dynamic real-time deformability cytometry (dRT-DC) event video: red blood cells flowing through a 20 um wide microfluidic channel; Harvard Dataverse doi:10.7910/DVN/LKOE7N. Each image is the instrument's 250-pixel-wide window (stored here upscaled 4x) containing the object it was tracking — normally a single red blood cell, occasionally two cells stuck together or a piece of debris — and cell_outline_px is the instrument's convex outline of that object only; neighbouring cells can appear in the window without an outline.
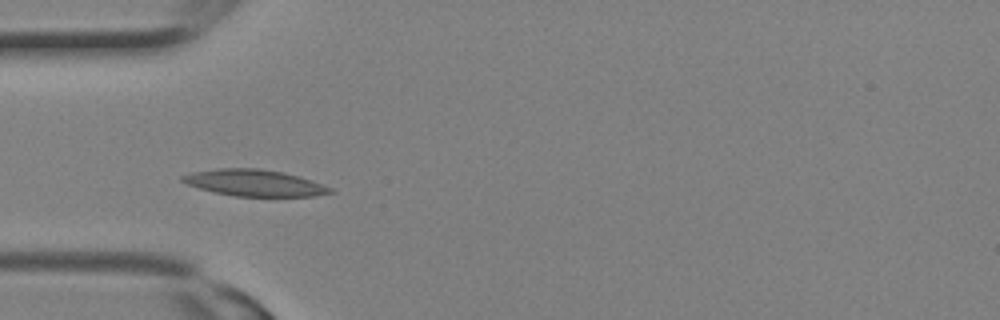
{"species": "Egyptian fruit bat (a non-hibernating species)", "species_latin": "Rousettus aegyptiacus", "temperature_condition": "room temperature", "stored_images_in_passage": 12, "camera_frame_rate_fps": 3000, "um_per_image_px": 0.085, "animal": {"sex": "female"}, "frame": {"image": 1, "passage_image": 7, "time_ms": 2.0, "image_size_px": [1000, 320], "cell_outline_px": [[336, 192], [312, 196], [232, 196], [200, 188], [188, 184], [180, 180], [180, 176], [192, 172], [220, 168], [260, 168], [284, 172], [300, 176], [312, 180], [332, 188]], "centroid_in_image_um": [21.65, 15.54], "position_along_channel_um": 63.3, "area_um2": 22.83}}
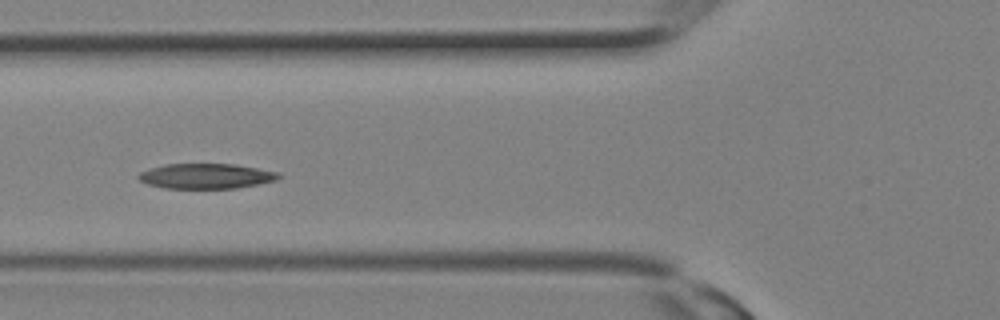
{"frame": {"image": 2, "passage_image": 9, "time_ms": 2.667, "image_size_px": [1000, 320], "cell_outline_px": [[280, 176], [276, 180], [236, 188], [164, 188], [148, 184], [140, 180], [136, 176], [140, 172], [148, 168], [164, 164], [236, 164], [280, 172]], "centroid_in_image_um": [17.49, 14.96], "position_along_channel_um": 108.3, "area_um2": 20.52}}
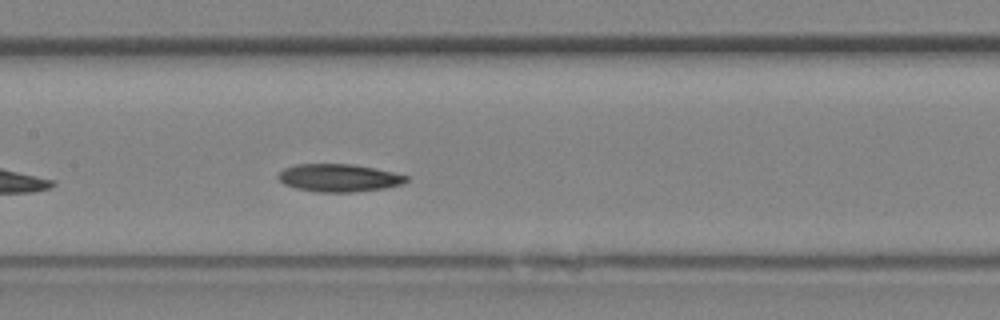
{"frame": {"image": 3, "passage_image": 12, "time_ms": 3.667, "image_size_px": [1000, 320], "cell_outline_px": [[408, 180], [404, 184], [384, 188], [352, 192], [312, 192], [296, 188], [284, 184], [276, 176], [284, 168], [296, 164], [352, 164], [392, 172], [408, 176]], "centroid_in_image_um": [28.78, 15.12], "position_along_channel_um": 178.6, "area_um2": 20.69}}